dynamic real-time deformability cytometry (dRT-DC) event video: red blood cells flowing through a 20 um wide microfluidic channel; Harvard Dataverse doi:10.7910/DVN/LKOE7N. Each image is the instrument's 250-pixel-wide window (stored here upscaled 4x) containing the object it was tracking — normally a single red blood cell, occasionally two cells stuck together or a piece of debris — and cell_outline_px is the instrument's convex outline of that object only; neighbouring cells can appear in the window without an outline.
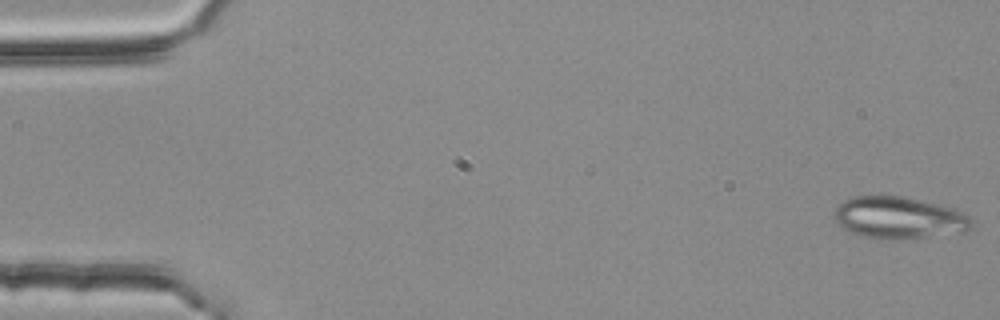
{"species": "common noctule bat (a hibernating species)", "species_latin": "Nyctalus noctula", "temperature_condition": "room temperature", "stored_images_in_passage": 54, "camera_frame_rate_fps": 3000, "um_per_image_px": 0.085, "animal": {"sex": "female", "body_mass_g": 25.1}, "frame": {"image": 1, "passage_image": 1, "time_ms": 0.0, "image_size_px": [1000, 320], "cell_outline_px": [[972, 228], [968, 232], [892, 240], [888, 240], [864, 236], [848, 232], [840, 228], [836, 220], [836, 208], [844, 200], [852, 196], [904, 196], [952, 208], [968, 216], [972, 220]], "centroid_in_image_um": [76.41, 18.52], "position_along_channel_um": 8.6, "area_um2": 33.52}}
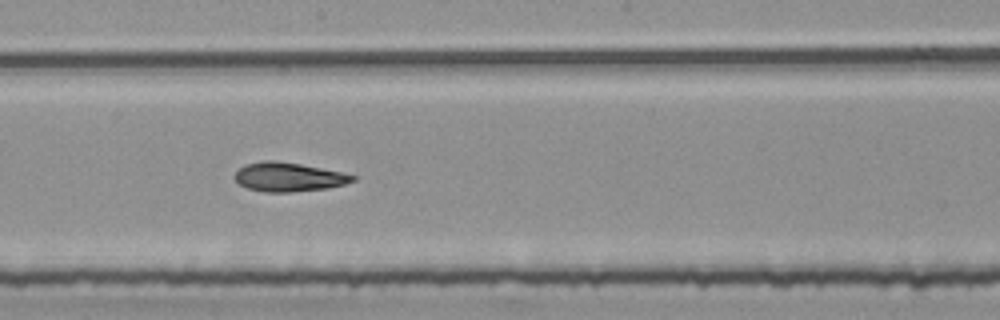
{"frame": {"image": 2, "passage_image": 30, "time_ms": 9.667, "image_size_px": [1000, 320], "cell_outline_px": [[356, 180], [344, 184], [328, 188], [292, 192], [264, 192], [248, 188], [240, 184], [236, 180], [236, 172], [240, 168], [248, 164], [264, 160], [272, 160], [300, 164], [340, 172], [356, 176]], "centroid_in_image_um": [24.54, 15.05], "position_along_channel_um": 223.7, "area_um2": 19.59}}
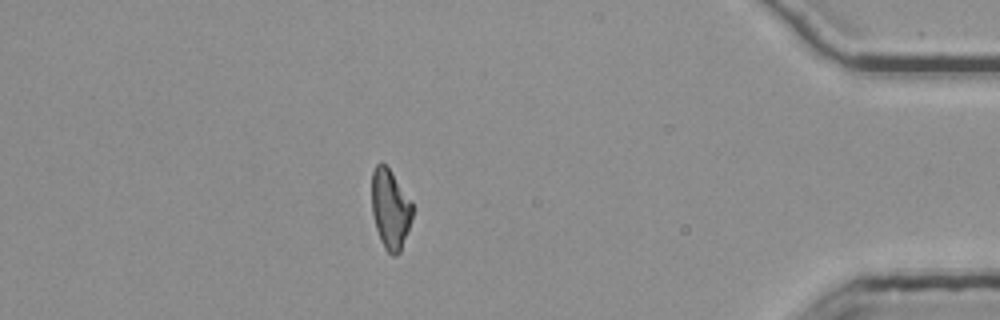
{"frame": {"image": 3, "passage_image": 48, "time_ms": 15.667, "image_size_px": [1000, 320], "cell_outline_px": [[412, 216], [400, 252], [396, 256], [392, 256], [384, 248], [380, 240], [372, 216], [372, 172], [376, 164], [380, 160], [388, 168], [412, 200]], "centroid_in_image_um": [33.16, 17.76], "position_along_channel_um": 402.0, "area_um2": 18.9}, "authors_computed_cell_mechanics": {"area_um2": 20.1144, "velocity_mm_per_s": 3.7457, "shape_relaxation_time_tau1_ms": 8.7051, "shape_relaxation_time_tau2_ms": 4.074, "deformation_change_tau1": 0.2167, "deformation_change_tau2": 0.1148}}